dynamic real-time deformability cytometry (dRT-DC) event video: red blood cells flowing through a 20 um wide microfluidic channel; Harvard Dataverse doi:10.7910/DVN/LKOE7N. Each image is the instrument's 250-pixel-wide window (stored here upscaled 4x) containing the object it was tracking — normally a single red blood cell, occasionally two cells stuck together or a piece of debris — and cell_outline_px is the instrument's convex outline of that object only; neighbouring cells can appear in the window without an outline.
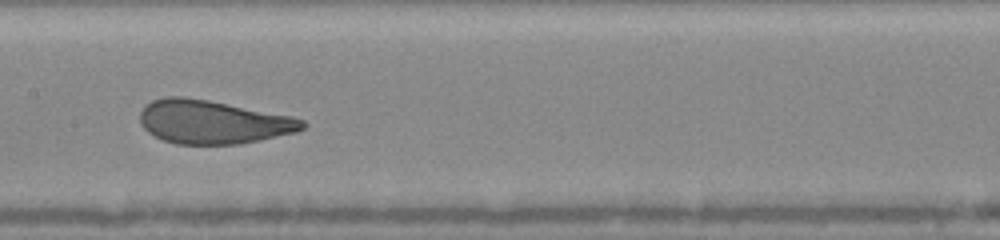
{"species": "human", "species_latin": "Homo sapiens", "temperature_condition": "warm", "stored_images_in_passage": 18, "camera_frame_rate_fps": 3000, "um_per_image_px": 0.085, "donor": {"sex": "female"}, "frame": {"image": 1, "passage_image": 8, "time_ms": 6.667, "image_size_px": [1000, 240], "cell_outline_px": [[308, 124], [304, 128], [296, 132], [260, 140], [240, 144], [176, 144], [164, 140], [148, 132], [140, 124], [140, 112], [144, 104], [152, 100], [164, 96], [184, 96], [208, 100], [292, 116], [304, 120]], "centroid_in_image_um": [18.08, 10.36], "position_along_channel_um": 189.3, "area_um2": 41.38}}
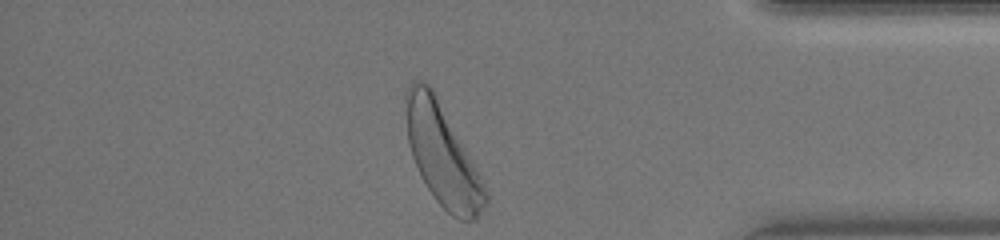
{"frame": {"image": 2, "passage_image": 18, "time_ms": 12.333, "image_size_px": [1000, 240], "cell_outline_px": [[488, 204], [476, 220], [460, 220], [452, 216], [436, 200], [428, 188], [412, 156], [408, 140], [404, 100], [404, 92], [408, 84], [412, 80], [420, 80], [428, 84], [432, 88], [476, 168], [488, 192]], "centroid_in_image_um": [37.59, 13.16], "position_along_channel_um": 397.6, "area_um2": 46.24}, "authors_computed_cell_mechanics": {"area_um2": 41.7027, "velocity_mm_per_s": 4.0765, "shape_relaxation_time_tau1_ms": 2.0631, "shape_relaxation_time_tau2_ms": null, "deformation_change_tau1": 0.1145, "deformation_change_tau2": null}}